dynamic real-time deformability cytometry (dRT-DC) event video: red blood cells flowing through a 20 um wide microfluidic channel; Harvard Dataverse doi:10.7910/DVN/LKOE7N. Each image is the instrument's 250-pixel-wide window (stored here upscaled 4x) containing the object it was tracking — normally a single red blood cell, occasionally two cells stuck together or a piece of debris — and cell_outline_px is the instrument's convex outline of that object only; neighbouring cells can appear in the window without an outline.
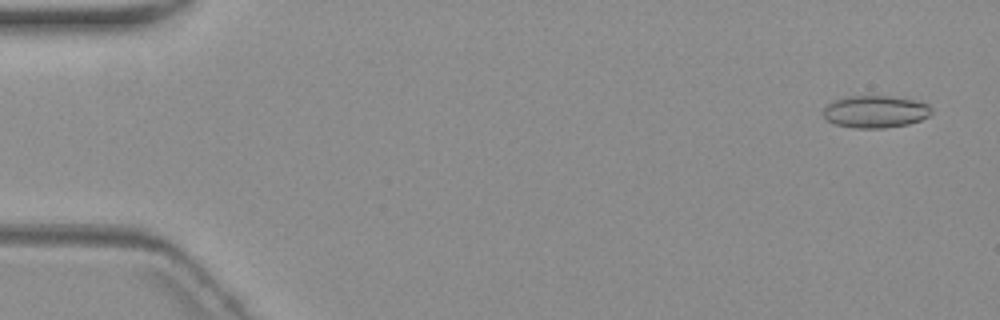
{"species": "common noctule bat (a hibernating species)", "species_latin": "Nyctalus noctula", "temperature_condition": "warm", "stored_images_in_passage": 2, "segment_of_instrument_passage": [2, 2], "camera_frame_rate_fps": 3000, "um_per_image_px": 0.085, "animal": {"sex": "female", "body_mass_g": 19.3, "forearm_length_mm": 54.1}, "frame": {"image": 1, "passage_image": 2, "time_ms": 1.333, "image_size_px": [1000, 320], "cell_outline_px": [[932, 112], [928, 116], [920, 120], [908, 124], [884, 128], [856, 128], [836, 124], [828, 120], [820, 112], [828, 104], [836, 100], [848, 96], [888, 96], [912, 100], [928, 104], [932, 108]], "centroid_in_image_um": [74.4, 9.49], "position_along_channel_um": 10.6, "area_um2": 20.17}}